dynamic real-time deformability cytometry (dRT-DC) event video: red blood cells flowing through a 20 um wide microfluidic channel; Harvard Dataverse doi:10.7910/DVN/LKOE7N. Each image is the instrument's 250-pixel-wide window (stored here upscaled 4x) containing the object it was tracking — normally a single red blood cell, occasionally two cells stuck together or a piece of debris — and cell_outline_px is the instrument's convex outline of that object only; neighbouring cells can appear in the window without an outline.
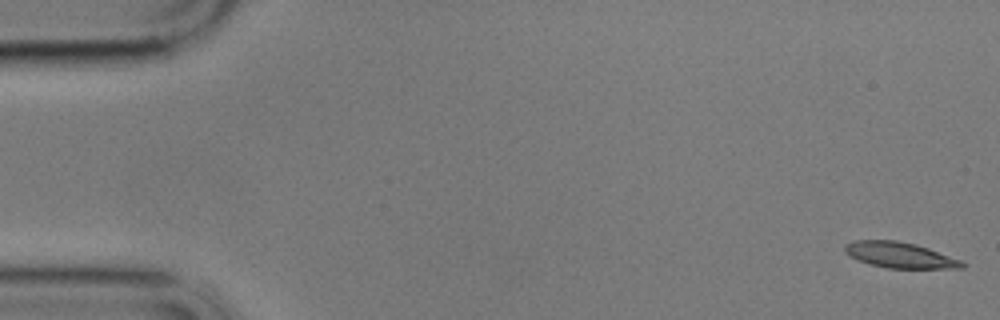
{"species": "common noctule bat (a hibernating species)", "species_latin": "Nyctalus noctula", "temperature_condition": "cold", "stored_images_in_passage": 40, "camera_frame_rate_fps": 3000, "um_per_image_px": 0.085, "animal": {"sex": "male", "body_mass_g": 17.9}, "frame": {"image": 1, "passage_image": 1, "time_ms": 0.0, "image_size_px": [1000, 320], "cell_outline_px": [[964, 268], [888, 268], [872, 264], [848, 256], [844, 252], [844, 244], [852, 240], [896, 240], [916, 244], [928, 248], [960, 260], [964, 264]], "centroid_in_image_um": [76.43, 21.66], "position_along_channel_um": 8.6, "area_um2": 17.46}}
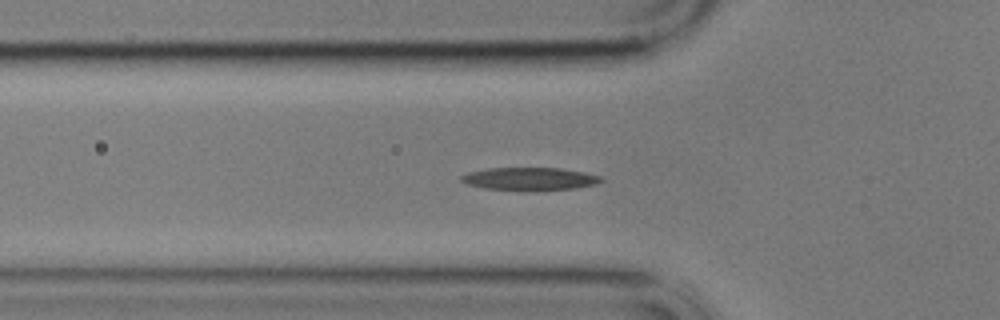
{"frame": {"image": 2, "passage_image": 19, "time_ms": 6.0, "image_size_px": [1000, 320], "cell_outline_px": [[604, 180], [596, 184], [576, 188], [528, 192], [484, 188], [468, 184], [460, 180], [460, 176], [468, 172], [488, 168], [560, 168], [584, 172], [600, 176]], "centroid_in_image_um": [45.02, 15.22], "position_along_channel_um": 80.8, "area_um2": 18.96}}
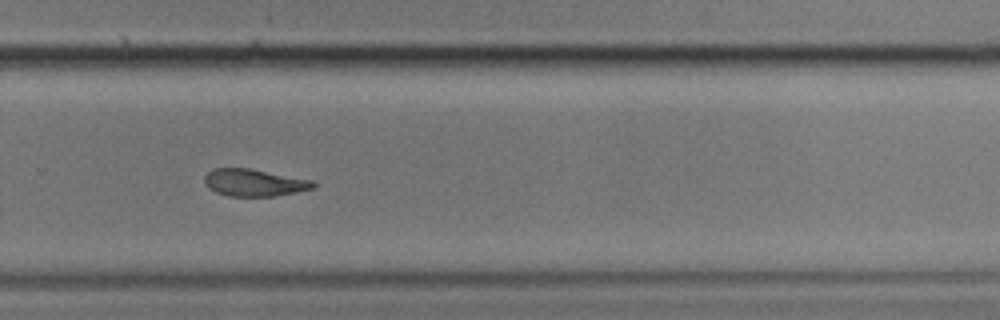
{"frame": {"image": 3, "passage_image": 39, "time_ms": 12.667, "image_size_px": [1000, 320], "cell_outline_px": [[316, 188], [296, 192], [272, 196], [228, 196], [216, 192], [208, 188], [204, 180], [204, 176], [212, 168], [248, 168], [312, 180], [316, 184]], "centroid_in_image_um": [21.59, 15.52], "position_along_channel_um": 308.2, "area_um2": 17.17}}